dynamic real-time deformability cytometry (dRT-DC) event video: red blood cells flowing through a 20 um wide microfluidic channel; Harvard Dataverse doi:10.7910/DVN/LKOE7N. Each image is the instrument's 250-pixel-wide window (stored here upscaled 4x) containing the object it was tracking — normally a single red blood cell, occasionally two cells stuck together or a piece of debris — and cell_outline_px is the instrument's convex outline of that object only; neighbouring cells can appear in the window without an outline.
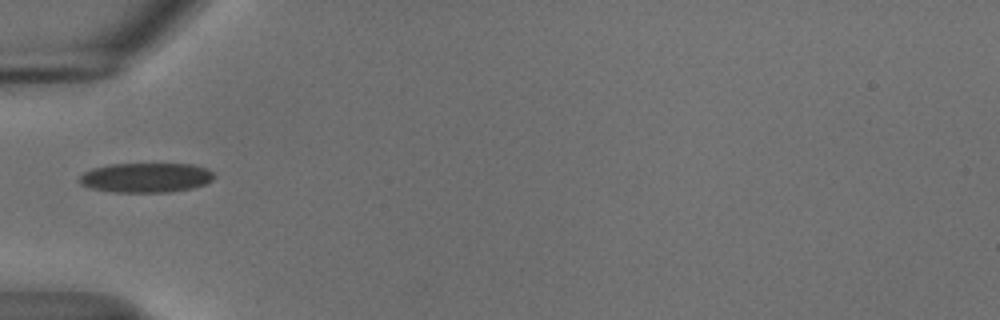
{"species": "common noctule bat (a hibernating species)", "species_latin": "Nyctalus noctula", "temperature_condition": "cold", "stored_images_in_passage": 37, "camera_frame_rate_fps": 3000, "um_per_image_px": 0.085, "animal": {"sex": "male", "body_mass_g": 18.8}, "frame": {"image": 1, "passage_image": 1, "time_ms": 0.0, "image_size_px": [1000, 320], "cell_outline_px": [[216, 176], [208, 184], [192, 188], [168, 192], [112, 192], [92, 188], [80, 184], [80, 176], [84, 172], [92, 168], [112, 164], [192, 164], [208, 168]], "centroid_in_image_um": [12.45, 15.1], "position_along_channel_um": 72.5, "area_um2": 23.35}}
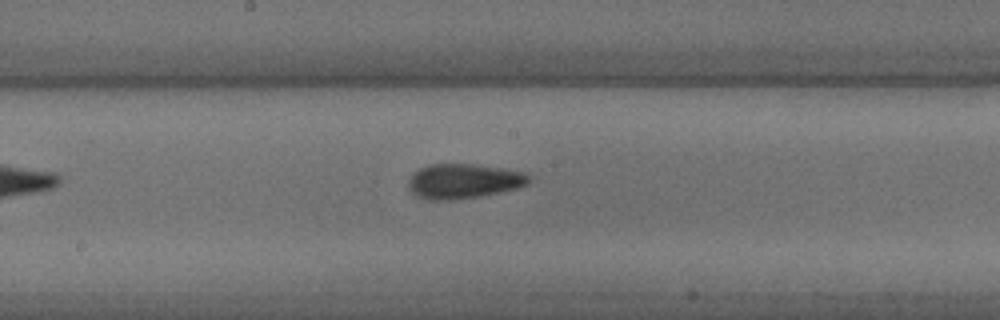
{"frame": {"image": 2, "passage_image": 12, "time_ms": 3.667, "image_size_px": [1000, 320], "cell_outline_px": [[532, 180], [528, 184], [516, 188], [500, 192], [480, 196], [452, 200], [428, 200], [416, 196], [408, 188], [408, 180], [412, 172], [428, 164], [472, 164], [504, 168], [528, 172], [532, 176]], "centroid_in_image_um": [39.42, 15.39], "position_along_channel_um": 208.8, "area_um2": 24.85}}
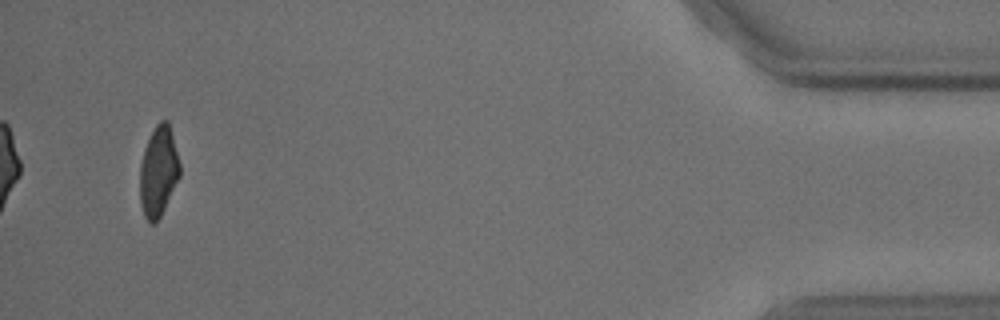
{"frame": {"image": 3, "passage_image": 35, "time_ms": 11.333, "image_size_px": [1000, 320], "cell_outline_px": [[180, 176], [156, 224], [148, 224], [144, 216], [140, 204], [140, 164], [144, 148], [156, 124], [160, 120], [168, 120], [180, 164]], "centroid_in_image_um": [13.45, 14.6], "position_along_channel_um": 421.7, "area_um2": 20.98}, "authors_computed_cell_mechanics": {"area_um2": 23.409, "velocity_mm_per_s": 3.6921, "shape_relaxation_time_tau1_ms": 5.8302, "shape_relaxation_time_tau2_ms": 2.2463, "deformation_change_tau1": 0.1439, "deformation_change_tau2": 0.0702}}